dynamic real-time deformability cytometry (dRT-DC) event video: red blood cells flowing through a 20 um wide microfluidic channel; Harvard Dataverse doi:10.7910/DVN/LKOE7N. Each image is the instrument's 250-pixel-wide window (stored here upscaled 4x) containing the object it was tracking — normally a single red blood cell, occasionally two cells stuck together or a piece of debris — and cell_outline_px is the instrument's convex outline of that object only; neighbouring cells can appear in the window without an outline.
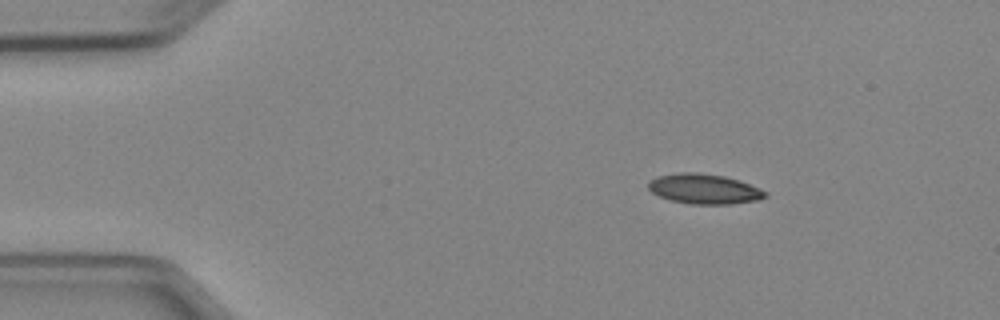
{"species": "Egyptian fruit bat (a non-hibernating species)", "species_latin": "Rousettus aegyptiacus", "temperature_condition": "cold", "stored_images_in_passage": 2, "camera_frame_rate_fps": 3000, "um_per_image_px": 0.085, "animal": {"sex": "female"}, "frame": {"image": 1, "passage_image": 1, "time_ms": 0.0, "image_size_px": [1000, 320], "cell_outline_px": [[768, 196], [760, 200], [732, 204], [688, 204], [668, 200], [652, 192], [648, 188], [648, 180], [656, 176], [680, 172], [692, 172], [724, 176], [760, 188], [768, 192]], "centroid_in_image_um": [59.84, 16.07], "position_along_channel_um": 25.2, "area_um2": 20.58}}